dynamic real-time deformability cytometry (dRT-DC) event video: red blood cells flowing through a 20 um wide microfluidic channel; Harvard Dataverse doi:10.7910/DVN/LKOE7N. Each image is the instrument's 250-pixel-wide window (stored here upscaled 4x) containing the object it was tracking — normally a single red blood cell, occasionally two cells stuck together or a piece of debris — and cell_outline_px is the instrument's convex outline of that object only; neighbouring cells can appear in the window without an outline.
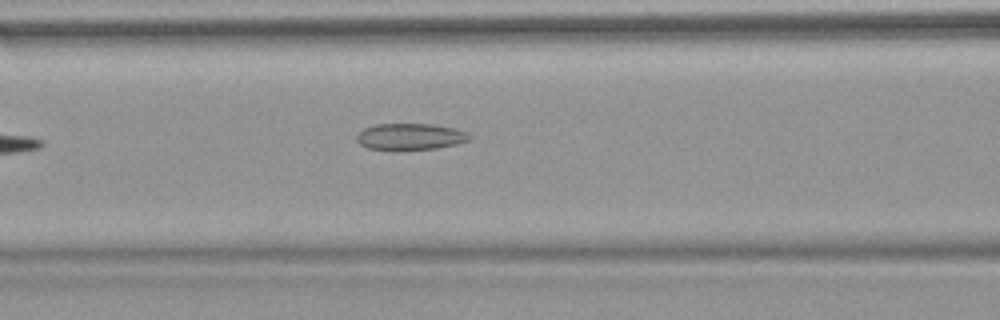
{"species": "common noctule bat (a hibernating species)", "species_latin": "Nyctalus noctula", "temperature_condition": "warm", "stored_images_in_passage": 24, "camera_frame_rate_fps": 3000, "um_per_image_px": 0.085, "animal": {"sex": "female", "body_mass_g": 18.4}, "frame": {"image": 1, "passage_image": 8, "time_ms": 2.333, "image_size_px": [1000, 320], "cell_outline_px": [[472, 136], [468, 140], [456, 144], [436, 148], [396, 152], [368, 148], [360, 144], [356, 140], [356, 136], [364, 128], [376, 124], [432, 124], [456, 128], [468, 132]], "centroid_in_image_um": [34.86, 11.64], "position_along_channel_um": 131.7, "area_um2": 17.92}}